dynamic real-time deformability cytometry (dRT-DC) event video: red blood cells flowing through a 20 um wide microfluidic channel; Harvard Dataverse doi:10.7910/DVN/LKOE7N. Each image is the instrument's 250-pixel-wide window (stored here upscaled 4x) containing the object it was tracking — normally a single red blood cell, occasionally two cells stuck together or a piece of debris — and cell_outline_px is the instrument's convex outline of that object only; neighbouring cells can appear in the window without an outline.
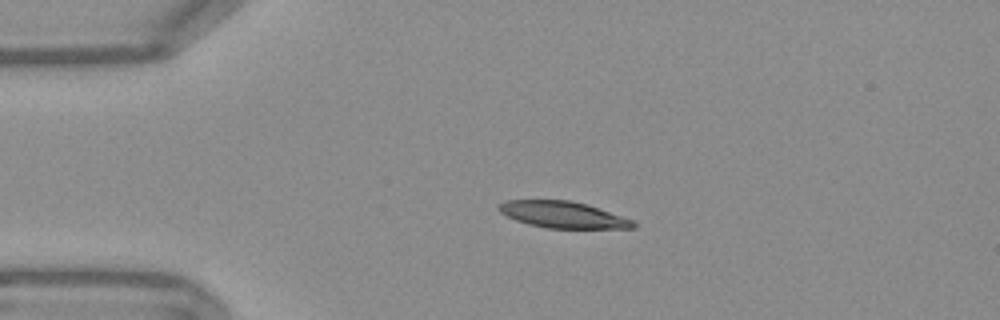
{"species": "Egyptian fruit bat (a non-hibernating species)", "species_latin": "Rousettus aegyptiacus", "temperature_condition": "warm", "stored_images_in_passage": 43, "camera_frame_rate_fps": 3000, "um_per_image_px": 0.085, "frame": {"image": 1, "passage_image": 1, "time_ms": 0.0, "image_size_px": [1000, 320], "cell_outline_px": [[640, 224], [636, 228], [548, 228], [528, 224], [516, 220], [500, 212], [496, 208], [504, 200], [572, 200], [588, 204], [632, 220]], "centroid_in_image_um": [47.86, 18.24], "position_along_channel_um": 37.1, "area_um2": 20.81}}
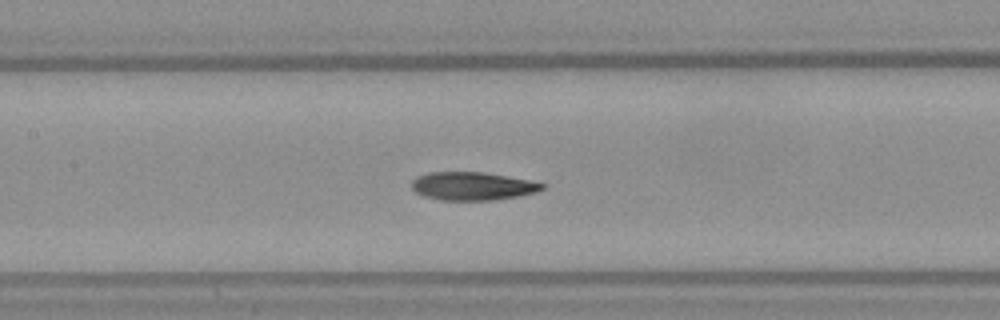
{"frame": {"image": 2, "passage_image": 14, "time_ms": 4.333, "image_size_px": [1000, 320], "cell_outline_px": [[544, 188], [536, 192], [520, 196], [492, 200], [440, 200], [424, 196], [416, 192], [412, 188], [412, 180], [416, 176], [428, 172], [484, 172], [528, 180], [544, 184]], "centroid_in_image_um": [40.13, 15.82], "position_along_channel_um": 167.3, "area_um2": 21.39}}
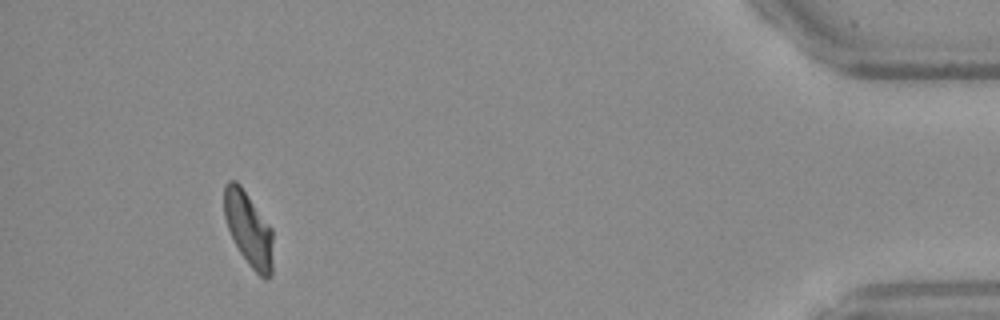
{"frame": {"image": 3, "passage_image": 39, "time_ms": 12.667, "image_size_px": [1000, 320], "cell_outline_px": [[272, 276], [264, 280], [248, 264], [240, 252], [228, 228], [224, 216], [224, 184], [228, 180], [236, 180], [240, 184], [272, 228]], "centroid_in_image_um": [21.13, 19.45], "position_along_channel_um": 414.1, "area_um2": 21.1}, "authors_computed_cell_mechanics": {"area_um2": 21.5594, "velocity_mm_per_s": 3.7715, "shape_relaxation_time_tau1_ms": 7.8355, "shape_relaxation_time_tau2_ms": 2.4775, "deformation_change_tau1": 0.2189, "deformation_change_tau2": 0.0876}}